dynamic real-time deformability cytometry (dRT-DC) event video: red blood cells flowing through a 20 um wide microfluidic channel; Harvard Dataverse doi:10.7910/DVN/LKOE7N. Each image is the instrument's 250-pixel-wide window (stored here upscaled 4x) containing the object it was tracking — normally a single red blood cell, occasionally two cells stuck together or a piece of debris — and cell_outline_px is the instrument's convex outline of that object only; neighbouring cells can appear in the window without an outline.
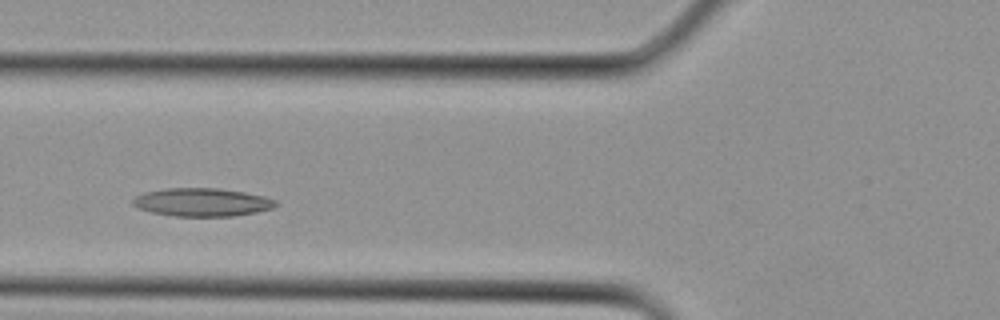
{"species": "Egyptian fruit bat (a non-hibernating species)", "species_latin": "Rousettus aegyptiacus", "temperature_condition": "cold", "stored_images_in_passage": 25, "camera_frame_rate_fps": 3000, "um_per_image_px": 0.085, "animal": {"sex": "female"}, "frame": {"image": 1, "passage_image": 6, "time_ms": 1.667, "image_size_px": [1000, 320], "cell_outline_px": [[276, 204], [272, 208], [256, 212], [232, 216], [172, 216], [152, 212], [136, 208], [132, 204], [132, 200], [136, 196], [144, 192], [164, 188], [216, 188], [244, 192], [264, 196], [276, 200]], "centroid_in_image_um": [17.13, 17.18], "position_along_channel_um": 108.7, "area_um2": 23.47}}
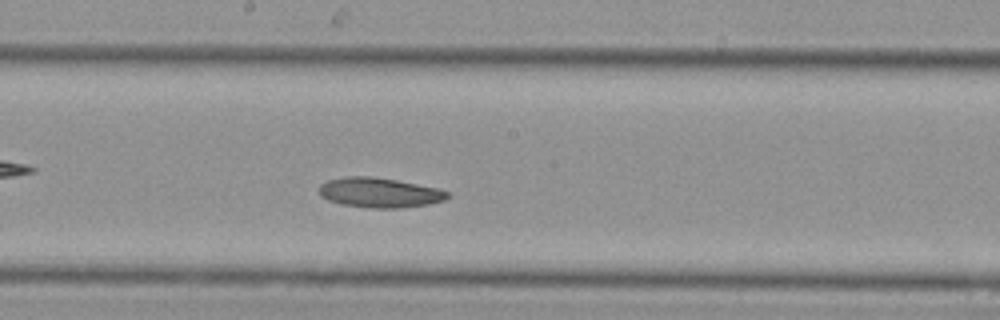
{"frame": {"image": 2, "passage_image": 11, "time_ms": 3.333, "image_size_px": [1000, 320], "cell_outline_px": [[452, 196], [444, 200], [428, 204], [400, 208], [372, 208], [340, 204], [328, 200], [320, 196], [320, 184], [328, 180], [344, 176], [372, 176], [396, 180], [440, 188], [448, 192]], "centroid_in_image_um": [32.27, 16.37], "position_along_channel_um": 215.9, "area_um2": 22.48}}
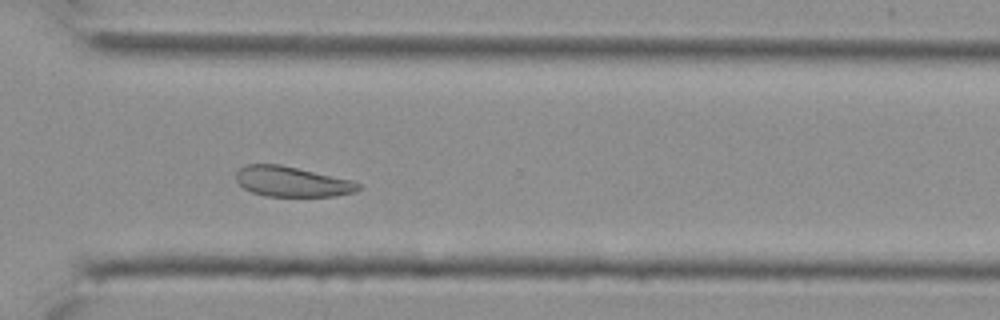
{"frame": {"image": 3, "passage_image": 17, "time_ms": 5.333, "image_size_px": [1000, 320], "cell_outline_px": [[360, 188], [356, 192], [336, 196], [264, 196], [252, 192], [244, 188], [236, 180], [236, 172], [244, 164], [280, 164], [352, 180], [360, 184]], "centroid_in_image_um": [24.81, 15.44], "position_along_channel_um": 345.8, "area_um2": 21.56}}